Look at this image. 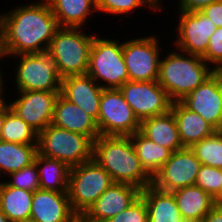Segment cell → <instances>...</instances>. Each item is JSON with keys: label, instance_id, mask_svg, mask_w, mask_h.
<instances>
[{"label": "cell", "instance_id": "30bf717a", "mask_svg": "<svg viewBox=\"0 0 222 222\" xmlns=\"http://www.w3.org/2000/svg\"><path fill=\"white\" fill-rule=\"evenodd\" d=\"M158 36L148 35L123 41V56L130 81H156L162 51Z\"/></svg>", "mask_w": 222, "mask_h": 222}, {"label": "cell", "instance_id": "5b68a950", "mask_svg": "<svg viewBox=\"0 0 222 222\" xmlns=\"http://www.w3.org/2000/svg\"><path fill=\"white\" fill-rule=\"evenodd\" d=\"M86 74L91 76L103 89H119L128 82L123 42L115 38L106 37L104 39L100 35L94 36Z\"/></svg>", "mask_w": 222, "mask_h": 222}, {"label": "cell", "instance_id": "ffe728a7", "mask_svg": "<svg viewBox=\"0 0 222 222\" xmlns=\"http://www.w3.org/2000/svg\"><path fill=\"white\" fill-rule=\"evenodd\" d=\"M171 111L179 131L180 141L184 147H191L203 138L213 135L217 130L198 113L188 109L181 101H174Z\"/></svg>", "mask_w": 222, "mask_h": 222}, {"label": "cell", "instance_id": "9c48e42d", "mask_svg": "<svg viewBox=\"0 0 222 222\" xmlns=\"http://www.w3.org/2000/svg\"><path fill=\"white\" fill-rule=\"evenodd\" d=\"M140 123L120 89H103L96 122L100 135L131 136Z\"/></svg>", "mask_w": 222, "mask_h": 222}, {"label": "cell", "instance_id": "836d02e7", "mask_svg": "<svg viewBox=\"0 0 222 222\" xmlns=\"http://www.w3.org/2000/svg\"><path fill=\"white\" fill-rule=\"evenodd\" d=\"M105 222H149L148 210L143 197L140 196L126 210Z\"/></svg>", "mask_w": 222, "mask_h": 222}, {"label": "cell", "instance_id": "f1b7e54d", "mask_svg": "<svg viewBox=\"0 0 222 222\" xmlns=\"http://www.w3.org/2000/svg\"><path fill=\"white\" fill-rule=\"evenodd\" d=\"M1 141L19 144H38V132L20 118L4 101V122Z\"/></svg>", "mask_w": 222, "mask_h": 222}, {"label": "cell", "instance_id": "8d00e7d4", "mask_svg": "<svg viewBox=\"0 0 222 222\" xmlns=\"http://www.w3.org/2000/svg\"><path fill=\"white\" fill-rule=\"evenodd\" d=\"M219 0H179L178 6L181 11H201L204 7L212 4Z\"/></svg>", "mask_w": 222, "mask_h": 222}, {"label": "cell", "instance_id": "2e32d148", "mask_svg": "<svg viewBox=\"0 0 222 222\" xmlns=\"http://www.w3.org/2000/svg\"><path fill=\"white\" fill-rule=\"evenodd\" d=\"M141 196V189L125 183H113L80 218L82 222H105L126 210Z\"/></svg>", "mask_w": 222, "mask_h": 222}, {"label": "cell", "instance_id": "e575fe53", "mask_svg": "<svg viewBox=\"0 0 222 222\" xmlns=\"http://www.w3.org/2000/svg\"><path fill=\"white\" fill-rule=\"evenodd\" d=\"M202 58L214 70L222 66V27L217 28L209 38L207 51Z\"/></svg>", "mask_w": 222, "mask_h": 222}, {"label": "cell", "instance_id": "d4e9b609", "mask_svg": "<svg viewBox=\"0 0 222 222\" xmlns=\"http://www.w3.org/2000/svg\"><path fill=\"white\" fill-rule=\"evenodd\" d=\"M33 192L0 183V210L12 222H30Z\"/></svg>", "mask_w": 222, "mask_h": 222}, {"label": "cell", "instance_id": "d6a6232c", "mask_svg": "<svg viewBox=\"0 0 222 222\" xmlns=\"http://www.w3.org/2000/svg\"><path fill=\"white\" fill-rule=\"evenodd\" d=\"M7 177L9 180L4 179V181L11 187L31 192L40 189L39 173L35 161L19 171L10 173Z\"/></svg>", "mask_w": 222, "mask_h": 222}, {"label": "cell", "instance_id": "5bb4252c", "mask_svg": "<svg viewBox=\"0 0 222 222\" xmlns=\"http://www.w3.org/2000/svg\"><path fill=\"white\" fill-rule=\"evenodd\" d=\"M60 91H17L18 98L8 101L12 109L38 133L52 124Z\"/></svg>", "mask_w": 222, "mask_h": 222}, {"label": "cell", "instance_id": "74e56055", "mask_svg": "<svg viewBox=\"0 0 222 222\" xmlns=\"http://www.w3.org/2000/svg\"><path fill=\"white\" fill-rule=\"evenodd\" d=\"M202 222H222V203L218 202L204 217Z\"/></svg>", "mask_w": 222, "mask_h": 222}, {"label": "cell", "instance_id": "8992f818", "mask_svg": "<svg viewBox=\"0 0 222 222\" xmlns=\"http://www.w3.org/2000/svg\"><path fill=\"white\" fill-rule=\"evenodd\" d=\"M113 183L94 158L70 167L67 192L73 211L81 218Z\"/></svg>", "mask_w": 222, "mask_h": 222}, {"label": "cell", "instance_id": "1f68e13d", "mask_svg": "<svg viewBox=\"0 0 222 222\" xmlns=\"http://www.w3.org/2000/svg\"><path fill=\"white\" fill-rule=\"evenodd\" d=\"M194 185L222 203V169L202 164Z\"/></svg>", "mask_w": 222, "mask_h": 222}, {"label": "cell", "instance_id": "83f0119b", "mask_svg": "<svg viewBox=\"0 0 222 222\" xmlns=\"http://www.w3.org/2000/svg\"><path fill=\"white\" fill-rule=\"evenodd\" d=\"M37 144H19L0 140V177L4 178L34 162ZM5 174V175H3Z\"/></svg>", "mask_w": 222, "mask_h": 222}, {"label": "cell", "instance_id": "7c38bea8", "mask_svg": "<svg viewBox=\"0 0 222 222\" xmlns=\"http://www.w3.org/2000/svg\"><path fill=\"white\" fill-rule=\"evenodd\" d=\"M177 32L174 47L182 52L203 56L207 51L209 38L217 26L201 11H178ZM180 14V15H179Z\"/></svg>", "mask_w": 222, "mask_h": 222}, {"label": "cell", "instance_id": "e0dca14e", "mask_svg": "<svg viewBox=\"0 0 222 222\" xmlns=\"http://www.w3.org/2000/svg\"><path fill=\"white\" fill-rule=\"evenodd\" d=\"M68 192L38 189L33 192L30 222H78Z\"/></svg>", "mask_w": 222, "mask_h": 222}, {"label": "cell", "instance_id": "ba28073f", "mask_svg": "<svg viewBox=\"0 0 222 222\" xmlns=\"http://www.w3.org/2000/svg\"><path fill=\"white\" fill-rule=\"evenodd\" d=\"M18 58L13 74L17 91H61L62 78L56 63L47 53L10 56Z\"/></svg>", "mask_w": 222, "mask_h": 222}, {"label": "cell", "instance_id": "9a60e30c", "mask_svg": "<svg viewBox=\"0 0 222 222\" xmlns=\"http://www.w3.org/2000/svg\"><path fill=\"white\" fill-rule=\"evenodd\" d=\"M181 102L188 109L198 113L217 131L222 127V83L216 72L186 95Z\"/></svg>", "mask_w": 222, "mask_h": 222}, {"label": "cell", "instance_id": "f546056e", "mask_svg": "<svg viewBox=\"0 0 222 222\" xmlns=\"http://www.w3.org/2000/svg\"><path fill=\"white\" fill-rule=\"evenodd\" d=\"M190 149L201 164L222 169V134L219 131L194 143Z\"/></svg>", "mask_w": 222, "mask_h": 222}, {"label": "cell", "instance_id": "4fadbf2b", "mask_svg": "<svg viewBox=\"0 0 222 222\" xmlns=\"http://www.w3.org/2000/svg\"><path fill=\"white\" fill-rule=\"evenodd\" d=\"M190 147L172 152L170 158L153 177L152 185L167 192L193 186L201 167Z\"/></svg>", "mask_w": 222, "mask_h": 222}, {"label": "cell", "instance_id": "7a4b0ae2", "mask_svg": "<svg viewBox=\"0 0 222 222\" xmlns=\"http://www.w3.org/2000/svg\"><path fill=\"white\" fill-rule=\"evenodd\" d=\"M93 158L114 183L130 184L141 190L152 184L129 136L100 135L93 142Z\"/></svg>", "mask_w": 222, "mask_h": 222}, {"label": "cell", "instance_id": "60d3db41", "mask_svg": "<svg viewBox=\"0 0 222 222\" xmlns=\"http://www.w3.org/2000/svg\"><path fill=\"white\" fill-rule=\"evenodd\" d=\"M0 222H12L11 220H9L4 213L0 210Z\"/></svg>", "mask_w": 222, "mask_h": 222}, {"label": "cell", "instance_id": "ac0fdd59", "mask_svg": "<svg viewBox=\"0 0 222 222\" xmlns=\"http://www.w3.org/2000/svg\"><path fill=\"white\" fill-rule=\"evenodd\" d=\"M103 88L88 74L68 76L61 80L60 94L82 108L96 122Z\"/></svg>", "mask_w": 222, "mask_h": 222}, {"label": "cell", "instance_id": "b9f144b4", "mask_svg": "<svg viewBox=\"0 0 222 222\" xmlns=\"http://www.w3.org/2000/svg\"><path fill=\"white\" fill-rule=\"evenodd\" d=\"M215 72L217 73V75L219 76L221 83H222V66L218 67L217 69H215Z\"/></svg>", "mask_w": 222, "mask_h": 222}, {"label": "cell", "instance_id": "6da1fadb", "mask_svg": "<svg viewBox=\"0 0 222 222\" xmlns=\"http://www.w3.org/2000/svg\"><path fill=\"white\" fill-rule=\"evenodd\" d=\"M58 28L47 0L23 3L0 13V46L9 57L44 53Z\"/></svg>", "mask_w": 222, "mask_h": 222}, {"label": "cell", "instance_id": "4316f807", "mask_svg": "<svg viewBox=\"0 0 222 222\" xmlns=\"http://www.w3.org/2000/svg\"><path fill=\"white\" fill-rule=\"evenodd\" d=\"M40 180V189L67 192L70 167L62 161L36 154L34 159Z\"/></svg>", "mask_w": 222, "mask_h": 222}, {"label": "cell", "instance_id": "4dcf8cb0", "mask_svg": "<svg viewBox=\"0 0 222 222\" xmlns=\"http://www.w3.org/2000/svg\"><path fill=\"white\" fill-rule=\"evenodd\" d=\"M161 2V3H160ZM162 0H95V5L97 9V13H107L113 14L116 16L128 14L130 17L131 12L136 9H140L139 7L143 8L146 6L148 9L152 11L157 10H164L162 8ZM161 4V5H160Z\"/></svg>", "mask_w": 222, "mask_h": 222}, {"label": "cell", "instance_id": "ab89813d", "mask_svg": "<svg viewBox=\"0 0 222 222\" xmlns=\"http://www.w3.org/2000/svg\"><path fill=\"white\" fill-rule=\"evenodd\" d=\"M3 122H4V101L0 104V138L3 129Z\"/></svg>", "mask_w": 222, "mask_h": 222}, {"label": "cell", "instance_id": "cb8c5ba5", "mask_svg": "<svg viewBox=\"0 0 222 222\" xmlns=\"http://www.w3.org/2000/svg\"><path fill=\"white\" fill-rule=\"evenodd\" d=\"M47 1L50 4L59 27L84 28L90 15H93V12H97L95 0Z\"/></svg>", "mask_w": 222, "mask_h": 222}, {"label": "cell", "instance_id": "7402d4cb", "mask_svg": "<svg viewBox=\"0 0 222 222\" xmlns=\"http://www.w3.org/2000/svg\"><path fill=\"white\" fill-rule=\"evenodd\" d=\"M177 207L184 220L202 221L218 203L198 186H187L173 191Z\"/></svg>", "mask_w": 222, "mask_h": 222}, {"label": "cell", "instance_id": "603a6c76", "mask_svg": "<svg viewBox=\"0 0 222 222\" xmlns=\"http://www.w3.org/2000/svg\"><path fill=\"white\" fill-rule=\"evenodd\" d=\"M148 210L149 222H184L173 192L163 191L154 185L141 190Z\"/></svg>", "mask_w": 222, "mask_h": 222}, {"label": "cell", "instance_id": "3957f363", "mask_svg": "<svg viewBox=\"0 0 222 222\" xmlns=\"http://www.w3.org/2000/svg\"><path fill=\"white\" fill-rule=\"evenodd\" d=\"M163 57L160 59L158 83L173 102L181 101L215 72L201 56L177 51L176 48Z\"/></svg>", "mask_w": 222, "mask_h": 222}, {"label": "cell", "instance_id": "8fae6325", "mask_svg": "<svg viewBox=\"0 0 222 222\" xmlns=\"http://www.w3.org/2000/svg\"><path fill=\"white\" fill-rule=\"evenodd\" d=\"M119 89L140 122L143 119L162 115L171 110L173 101L158 83V80H129Z\"/></svg>", "mask_w": 222, "mask_h": 222}, {"label": "cell", "instance_id": "52a82bcc", "mask_svg": "<svg viewBox=\"0 0 222 222\" xmlns=\"http://www.w3.org/2000/svg\"><path fill=\"white\" fill-rule=\"evenodd\" d=\"M37 151L73 167L93 158V141L88 136L50 124L38 133Z\"/></svg>", "mask_w": 222, "mask_h": 222}, {"label": "cell", "instance_id": "44dd1931", "mask_svg": "<svg viewBox=\"0 0 222 222\" xmlns=\"http://www.w3.org/2000/svg\"><path fill=\"white\" fill-rule=\"evenodd\" d=\"M140 132L149 140L170 149L172 152L183 149L175 116L169 112L143 119L140 123Z\"/></svg>", "mask_w": 222, "mask_h": 222}, {"label": "cell", "instance_id": "f35d334b", "mask_svg": "<svg viewBox=\"0 0 222 222\" xmlns=\"http://www.w3.org/2000/svg\"><path fill=\"white\" fill-rule=\"evenodd\" d=\"M4 57H9L4 51H3V49L1 48V46H0V63H1V61H2V59L4 58ZM1 65V64H0ZM1 66H0V99L2 100V101H6L5 99L6 98H4V97H6L5 95H4V92H6L5 90H4V88H5V82L3 81V76H2V73H3V71H1ZM2 72V73H1ZM3 93V94H2ZM4 95V96H3Z\"/></svg>", "mask_w": 222, "mask_h": 222}, {"label": "cell", "instance_id": "277c9868", "mask_svg": "<svg viewBox=\"0 0 222 222\" xmlns=\"http://www.w3.org/2000/svg\"><path fill=\"white\" fill-rule=\"evenodd\" d=\"M81 30L82 28L59 27L47 50L62 79L87 73L94 35L84 33V28L83 32Z\"/></svg>", "mask_w": 222, "mask_h": 222}, {"label": "cell", "instance_id": "d590c367", "mask_svg": "<svg viewBox=\"0 0 222 222\" xmlns=\"http://www.w3.org/2000/svg\"><path fill=\"white\" fill-rule=\"evenodd\" d=\"M201 12L205 14L217 28L222 27V0L204 7Z\"/></svg>", "mask_w": 222, "mask_h": 222}, {"label": "cell", "instance_id": "484cf974", "mask_svg": "<svg viewBox=\"0 0 222 222\" xmlns=\"http://www.w3.org/2000/svg\"><path fill=\"white\" fill-rule=\"evenodd\" d=\"M145 172L153 179L170 158L172 151L145 137L140 131L129 136Z\"/></svg>", "mask_w": 222, "mask_h": 222}, {"label": "cell", "instance_id": "7bdbcfd3", "mask_svg": "<svg viewBox=\"0 0 222 222\" xmlns=\"http://www.w3.org/2000/svg\"><path fill=\"white\" fill-rule=\"evenodd\" d=\"M184 222H202V221H187V220H185Z\"/></svg>", "mask_w": 222, "mask_h": 222}, {"label": "cell", "instance_id": "d6986e66", "mask_svg": "<svg viewBox=\"0 0 222 222\" xmlns=\"http://www.w3.org/2000/svg\"><path fill=\"white\" fill-rule=\"evenodd\" d=\"M52 124L88 136L93 142L100 136L96 121L82 108L68 101L61 94L55 103Z\"/></svg>", "mask_w": 222, "mask_h": 222}]
</instances>
